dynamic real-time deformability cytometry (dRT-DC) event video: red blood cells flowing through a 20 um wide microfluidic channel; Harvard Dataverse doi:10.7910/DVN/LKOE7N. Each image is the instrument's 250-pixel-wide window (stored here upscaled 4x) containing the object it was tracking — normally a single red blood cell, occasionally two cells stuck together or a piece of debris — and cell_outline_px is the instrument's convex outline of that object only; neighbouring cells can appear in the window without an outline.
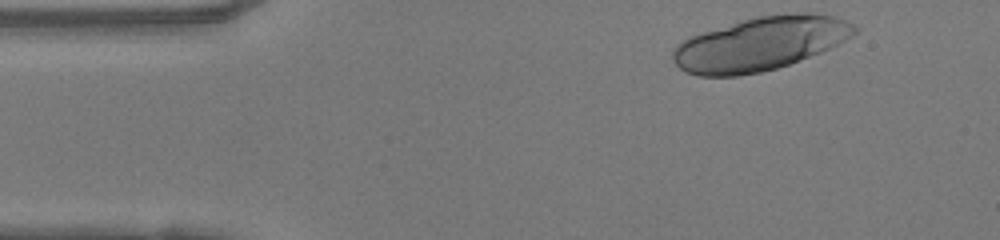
{"species": "human", "species_latin": "Homo sapiens", "temperature_condition": "warm", "stored_images_in_passage": 43, "camera_frame_rate_fps": 3000, "um_per_image_px": 0.085, "donor": {"sex": "female"}, "frame": {"image": 1, "passage_image": 1, "time_ms": 0.0, "image_size_px": [1000, 240], "cell_outline_px": [[860, 28], [852, 36], [820, 52], [800, 60], [776, 68], [760, 72], [736, 76], [696, 76], [684, 72], [672, 60], [672, 48], [676, 44], [688, 36], [700, 32], [740, 20], [756, 16], [796, 12], [812, 12], [836, 16], [856, 24]], "centroid_in_image_um": [64.59, 3.7], "position_along_channel_um": 20.4, "area_um2": 57.4}}